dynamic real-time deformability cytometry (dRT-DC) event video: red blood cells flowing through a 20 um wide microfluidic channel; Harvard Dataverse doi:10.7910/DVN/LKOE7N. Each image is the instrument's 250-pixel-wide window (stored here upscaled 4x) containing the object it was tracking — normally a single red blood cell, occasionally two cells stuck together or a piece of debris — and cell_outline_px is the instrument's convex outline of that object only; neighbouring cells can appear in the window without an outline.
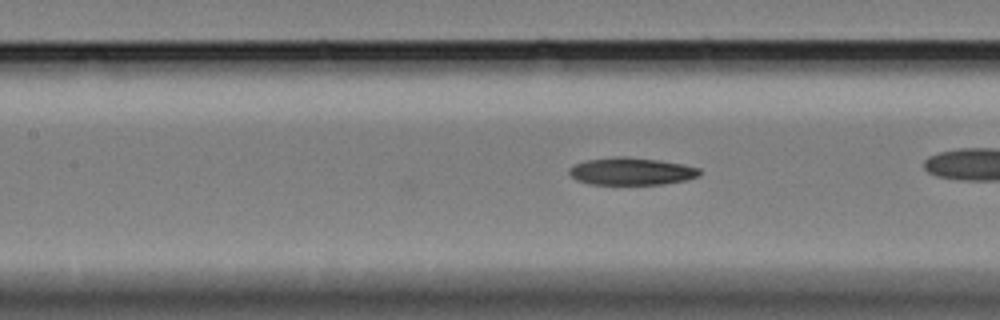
{"species": "Egyptian fruit bat (a non-hibernating species)", "species_latin": "Rousettus aegyptiacus", "temperature_condition": "cold", "stored_images_in_passage": 18, "camera_frame_rate_fps": 3000, "um_per_image_px": 0.085, "animal": {"sex": "female"}, "frame": {"image": 1, "passage_image": 8, "time_ms": 2.333, "image_size_px": [1000, 320], "cell_outline_px": [[700, 172], [696, 176], [684, 180], [664, 184], [592, 184], [576, 180], [568, 172], [568, 168], [576, 164], [588, 160], [620, 156], [624, 156], [656, 160], [680, 164], [700, 168]], "centroid_in_image_um": [53.63, 14.56], "position_along_channel_um": 153.8, "area_um2": 20.4}}
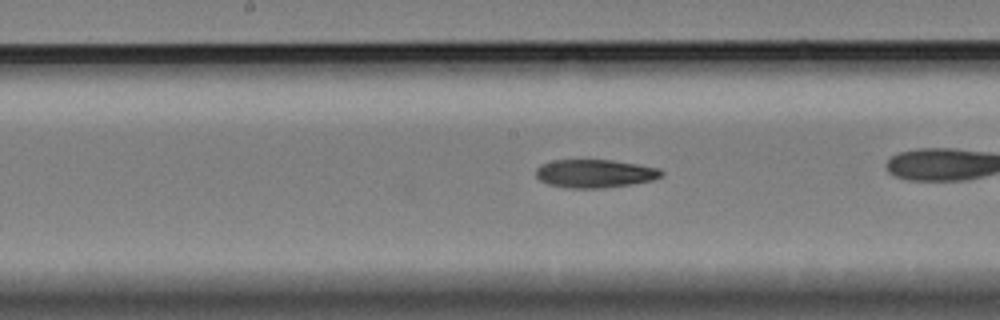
{"frame": {"image": 2, "passage_image": 12, "time_ms": 3.667, "image_size_px": [1000, 320], "cell_outline_px": [[664, 172], [660, 176], [652, 180], [604, 188], [568, 188], [548, 184], [540, 180], [536, 176], [536, 168], [540, 164], [552, 160], [612, 160], [660, 168]], "centroid_in_image_um": [50.52, 14.74], "position_along_channel_um": 197.7, "area_um2": 20.58}}